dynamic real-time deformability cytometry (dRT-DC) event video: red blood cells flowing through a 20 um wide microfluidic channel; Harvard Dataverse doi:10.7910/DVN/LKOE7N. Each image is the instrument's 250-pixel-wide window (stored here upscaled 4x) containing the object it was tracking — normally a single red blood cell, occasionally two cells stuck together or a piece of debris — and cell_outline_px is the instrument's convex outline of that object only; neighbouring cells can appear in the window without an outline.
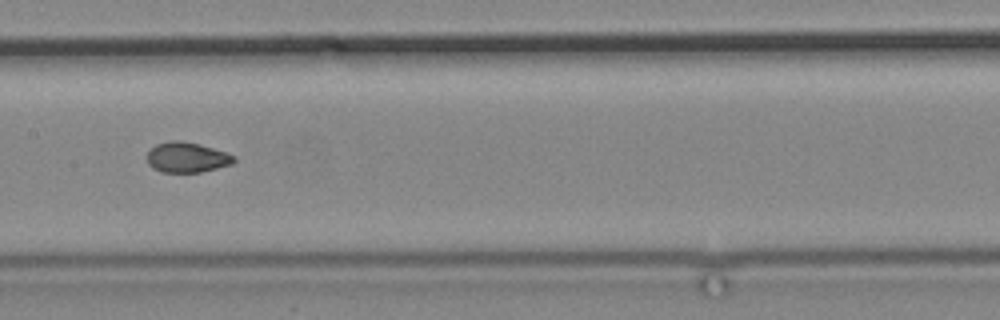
{"species": "common noctule bat (a hibernating species)", "species_latin": "Nyctalus noctula", "temperature_condition": "cold", "stored_images_in_passage": 15, "camera_frame_rate_fps": 3000, "um_per_image_px": 0.085, "animal": {"sex": "male", "body_mass_g": 19.2, "forearm_length_mm": 51.8}, "frame": {"image": 1, "passage_image": 13, "time_ms": 15.0, "image_size_px": [1000, 320], "cell_outline_px": [[236, 160], [232, 164], [200, 172], [160, 172], [152, 168], [148, 164], [148, 152], [156, 144], [168, 140], [180, 140], [200, 144], [236, 156]], "centroid_in_image_um": [15.87, 13.37], "position_along_channel_um": 191.5, "area_um2": 15.32}}
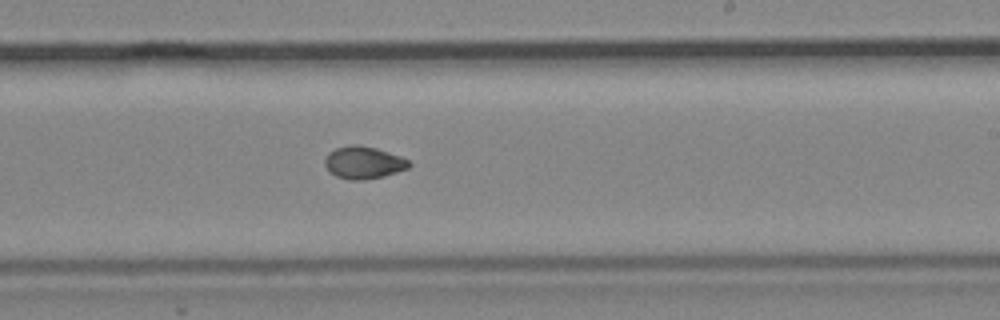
{"frame": {"image": 2, "passage_image": 15, "time_ms": 17.0, "image_size_px": [1000, 320], "cell_outline_px": [[412, 164], [408, 168], [384, 176], [364, 180], [348, 180], [336, 176], [324, 164], [324, 160], [328, 152], [336, 148], [352, 144], [356, 144], [376, 148], [400, 156], [408, 160]], "centroid_in_image_um": [30.9, 13.82], "position_along_channel_um": 258.1, "area_um2": 15.84}}